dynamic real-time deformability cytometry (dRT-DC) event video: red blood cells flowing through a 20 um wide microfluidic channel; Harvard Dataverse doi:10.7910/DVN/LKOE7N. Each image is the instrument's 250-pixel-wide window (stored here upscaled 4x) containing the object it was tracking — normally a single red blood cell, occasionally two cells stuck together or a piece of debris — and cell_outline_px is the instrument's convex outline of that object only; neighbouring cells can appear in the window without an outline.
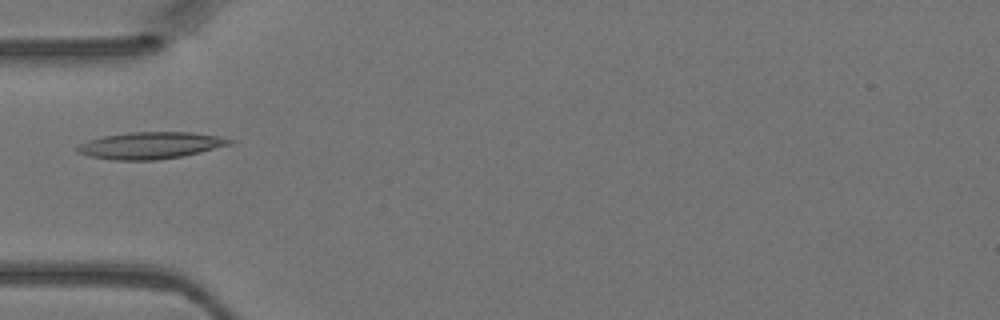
{"species": "Egyptian fruit bat (a non-hibernating species)", "species_latin": "Rousettus aegyptiacus", "temperature_condition": "warm", "stored_images_in_passage": 2, "camera_frame_rate_fps": 3000, "um_per_image_px": 0.085, "animal": {"sex": "female"}, "frame": {"image": 1, "passage_image": 2, "time_ms": 0.333, "image_size_px": [1000, 320], "cell_outline_px": [[236, 140], [232, 144], [200, 152], [180, 156], [156, 160], [112, 160], [88, 156], [76, 152], [76, 148], [80, 144], [88, 140], [104, 136], [132, 132], [192, 132], [216, 136]], "centroid_in_image_um": [12.78, 12.36], "position_along_channel_um": 72.2, "area_um2": 23.7}}